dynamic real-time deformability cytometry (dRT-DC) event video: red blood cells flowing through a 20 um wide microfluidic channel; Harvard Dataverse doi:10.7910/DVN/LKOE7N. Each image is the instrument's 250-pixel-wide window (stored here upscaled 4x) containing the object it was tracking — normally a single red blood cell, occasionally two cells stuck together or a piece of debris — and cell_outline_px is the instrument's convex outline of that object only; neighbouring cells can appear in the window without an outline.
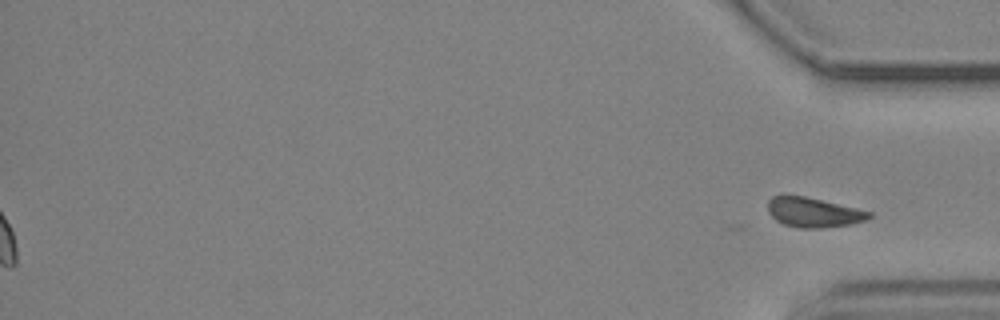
{"species": "common noctule bat (a hibernating species)", "species_latin": "Nyctalus noctula", "temperature_condition": "cold", "stored_images_in_passage": 57, "camera_frame_rate_fps": 3000, "um_per_image_px": 0.085, "animal": {"sex": "male", "body_mass_g": 19.2, "forearm_length_mm": 51.8}, "frame": {"image": 1, "passage_image": 57, "time_ms": 18.667, "image_size_px": [1000, 320], "cell_outline_px": [[872, 216], [868, 220], [852, 224], [820, 228], [796, 228], [784, 224], [776, 220], [768, 212], [768, 200], [772, 196], [780, 192], [784, 192], [804, 196], [856, 208], [872, 212]], "centroid_in_image_um": [69.09, 18.02], "position_along_channel_um": 366.1, "area_um2": 17.98}, "authors_computed_cell_mechanics": {"area_um2": 16.6464, "velocity_mm_per_s": 3.69, "shape_relaxation_time_tau1_ms": null, "shape_relaxation_time_tau2_ms": 3.4388, "deformation_change_tau1": null, "deformation_change_tau2": 0.0599}}